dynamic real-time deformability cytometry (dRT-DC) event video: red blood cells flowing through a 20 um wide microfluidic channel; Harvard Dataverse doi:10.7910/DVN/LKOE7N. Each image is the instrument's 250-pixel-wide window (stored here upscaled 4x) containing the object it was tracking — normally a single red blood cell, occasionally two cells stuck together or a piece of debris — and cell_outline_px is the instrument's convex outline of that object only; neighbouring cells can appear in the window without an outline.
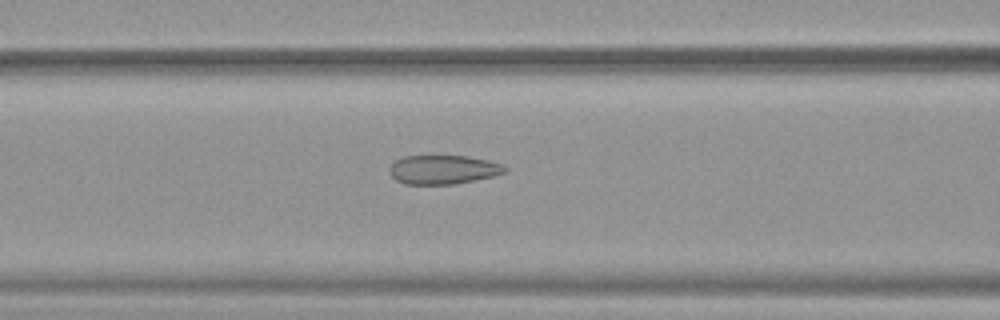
{"species": "common noctule bat (a hibernating species)", "species_latin": "Nyctalus noctula", "temperature_condition": "warm", "stored_images_in_passage": 52, "camera_frame_rate_fps": 3000, "um_per_image_px": 0.085, "animal": {"sex": "female", "body_mass_g": 19.9}, "frame": {"image": 1, "passage_image": 22, "time_ms": 7.0, "image_size_px": [1000, 320], "cell_outline_px": [[508, 168], [504, 172], [496, 176], [456, 184], [404, 184], [396, 180], [388, 172], [388, 168], [396, 160], [404, 156], [468, 156], [488, 160], [504, 164]], "centroid_in_image_um": [37.69, 14.42], "position_along_channel_um": 128.9, "area_um2": 19.71}}
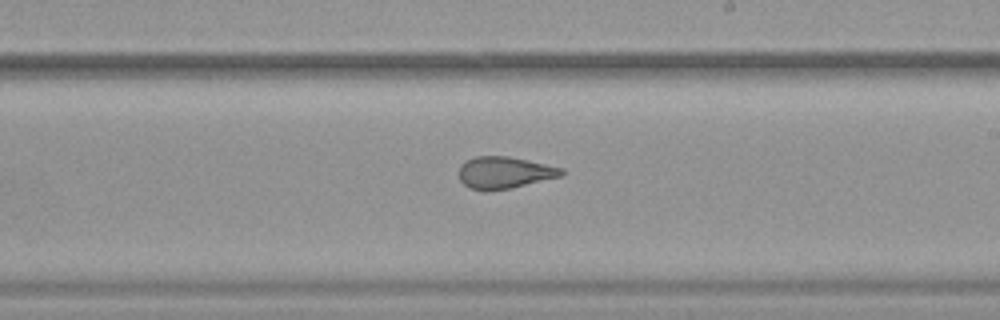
{"frame": {"image": 2, "passage_image": 31, "time_ms": 10.0, "image_size_px": [1000, 320], "cell_outline_px": [[564, 176], [512, 188], [488, 192], [484, 192], [468, 188], [460, 180], [460, 164], [464, 160], [476, 156], [508, 156], [528, 160], [564, 168]], "centroid_in_image_um": [42.88, 14.69], "position_along_channel_um": 246.1, "area_um2": 19.54}}
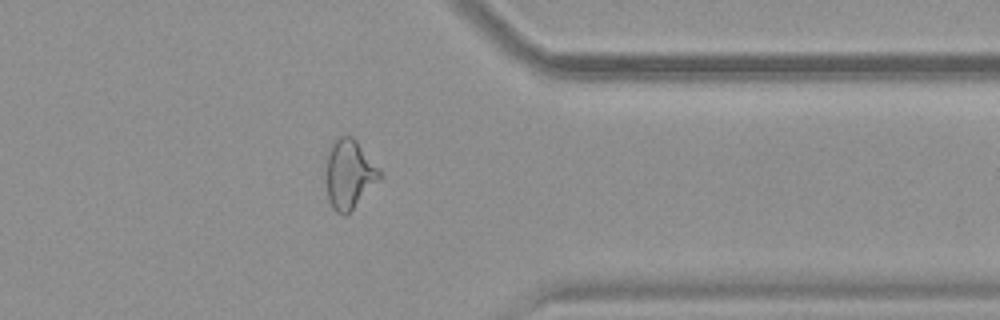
{"frame": {"image": 3, "passage_image": 42, "time_ms": 13.667, "image_size_px": [1000, 320], "cell_outline_px": [[384, 176], [348, 216], [344, 216], [336, 212], [332, 208], [328, 200], [324, 172], [324, 156], [332, 140], [340, 136], [352, 136], [356, 140]], "centroid_in_image_um": [29.63, 14.83], "position_along_channel_um": 381.8, "area_um2": 22.66}, "authors_computed_cell_mechanics": {"area_um2": 23.7847, "velocity_mm_per_s": 3.9192, "shape_relaxation_time_tau1_ms": null, "shape_relaxation_time_tau2_ms": 1.3312, "deformation_change_tau1": null, "deformation_change_tau2": 0.0891}}